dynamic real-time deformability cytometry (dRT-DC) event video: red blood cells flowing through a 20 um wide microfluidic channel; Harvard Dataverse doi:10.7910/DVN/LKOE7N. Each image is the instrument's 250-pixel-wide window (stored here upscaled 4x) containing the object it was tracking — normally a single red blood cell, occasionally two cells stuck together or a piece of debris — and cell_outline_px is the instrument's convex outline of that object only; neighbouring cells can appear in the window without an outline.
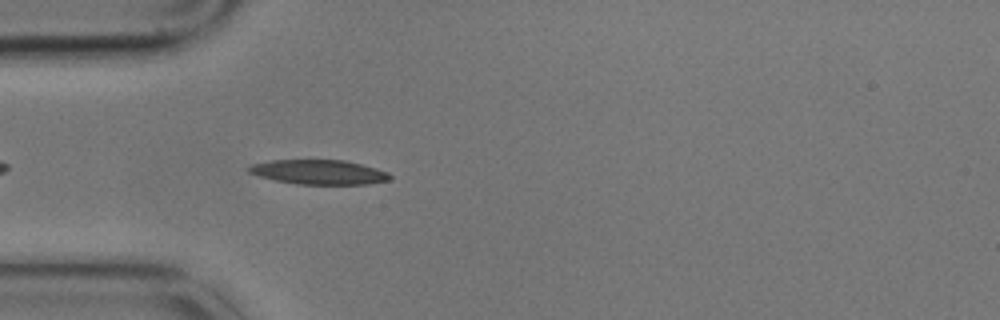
{"species": "common noctule bat (a hibernating species)", "species_latin": "Nyctalus noctula", "temperature_condition": "cold", "stored_images_in_passage": 5, "camera_frame_rate_fps": 3000, "um_per_image_px": 0.085, "animal": {"sex": "male", "body_mass_g": 17.9}, "frame": {"image": 1, "passage_image": 5, "time_ms": 1.333, "image_size_px": [1000, 320], "cell_outline_px": [[392, 180], [368, 184], [296, 184], [276, 180], [260, 176], [248, 172], [248, 168], [252, 164], [272, 160], [344, 160], [376, 168], [388, 172], [392, 176]], "centroid_in_image_um": [27.15, 14.63], "position_along_channel_um": 57.8, "area_um2": 20.11}}